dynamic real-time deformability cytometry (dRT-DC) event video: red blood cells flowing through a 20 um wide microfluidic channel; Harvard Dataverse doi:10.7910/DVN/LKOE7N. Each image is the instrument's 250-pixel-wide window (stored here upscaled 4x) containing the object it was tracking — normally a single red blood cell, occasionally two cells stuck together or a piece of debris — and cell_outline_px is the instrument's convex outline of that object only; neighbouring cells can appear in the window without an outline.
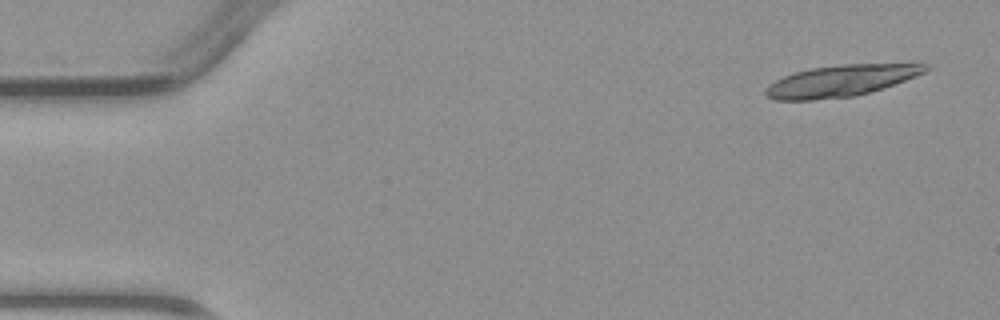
{"species": "common noctule bat (a hibernating species)", "species_latin": "Nyctalus noctula", "temperature_condition": "warm", "stored_images_in_passage": 4, "segment_of_instrument_passage": [1, 2], "camera_frame_rate_fps": 3000, "um_per_image_px": 0.085, "animal": {"sex": "male", "body_mass_g": 23.1, "forearm_length_mm": 52.7}, "frame": {"image": 1, "passage_image": 1, "time_ms": 0.0, "image_size_px": [1000, 320], "cell_outline_px": [[932, 68], [916, 76], [884, 88], [856, 96], [812, 100], [772, 100], [764, 92], [764, 88], [768, 84], [784, 76], [796, 72], [812, 68], [844, 64], [912, 60], [920, 60], [928, 64]], "centroid_in_image_um": [71.67, 6.81], "position_along_channel_um": 13.3, "area_um2": 30.58}}